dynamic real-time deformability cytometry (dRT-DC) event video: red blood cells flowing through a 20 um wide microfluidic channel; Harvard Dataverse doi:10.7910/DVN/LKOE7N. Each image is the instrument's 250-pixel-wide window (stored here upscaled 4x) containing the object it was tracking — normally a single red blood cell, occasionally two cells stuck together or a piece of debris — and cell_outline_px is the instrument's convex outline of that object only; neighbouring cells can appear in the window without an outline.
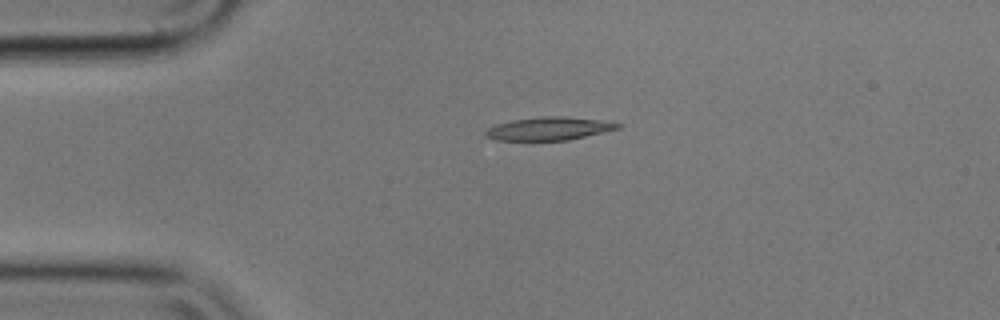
{"species": "common noctule bat (a hibernating species)", "species_latin": "Nyctalus noctula", "temperature_condition": "cold", "stored_images_in_passage": 2, "camera_frame_rate_fps": 3000, "um_per_image_px": 0.085, "animal": {"sex": "male", "body_mass_g": 17.9}, "frame": {"image": 1, "passage_image": 1, "time_ms": 0.0, "image_size_px": [1000, 320], "cell_outline_px": [[624, 124], [620, 128], [568, 140], [496, 140], [488, 136], [484, 132], [488, 128], [496, 124], [512, 120], [540, 116], [560, 116], [612, 120]], "centroid_in_image_um": [46.76, 10.91], "position_along_channel_um": 38.2, "area_um2": 17.98}}